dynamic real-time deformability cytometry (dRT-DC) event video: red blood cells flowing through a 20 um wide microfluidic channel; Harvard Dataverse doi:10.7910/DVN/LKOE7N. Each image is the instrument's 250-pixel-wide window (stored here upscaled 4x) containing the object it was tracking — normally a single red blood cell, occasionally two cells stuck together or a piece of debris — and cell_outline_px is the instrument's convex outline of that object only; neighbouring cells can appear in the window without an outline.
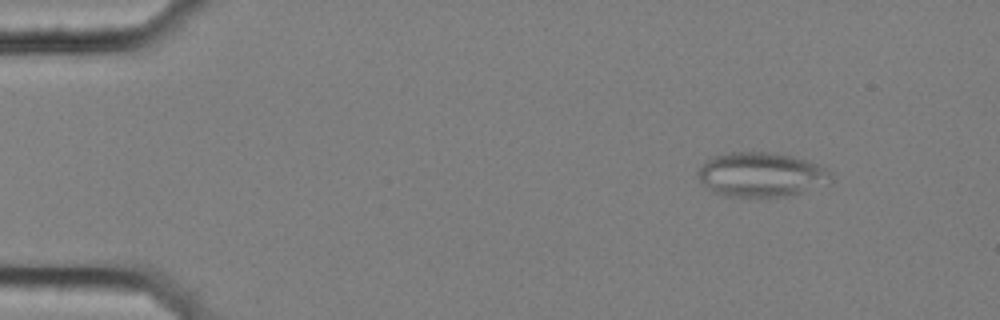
{"species": "common noctule bat (a hibernating species)", "species_latin": "Nyctalus noctula", "temperature_condition": "cold", "stored_images_in_passage": 57, "segment_of_instrument_passage": [1, 2], "camera_frame_rate_fps": 3000, "um_per_image_px": 0.085, "animal": {"sex": "female", "body_mass_g": 25.1}, "frame": {"image": 1, "passage_image": 7, "time_ms": 2.0, "image_size_px": [1000, 320], "cell_outline_px": [[832, 184], [796, 196], [724, 196], [712, 192], [696, 176], [696, 172], [712, 156], [728, 152], [772, 152], [792, 156], [808, 160], [832, 172]], "centroid_in_image_um": [64.77, 14.86], "position_along_channel_um": 20.2, "area_um2": 35.08}}